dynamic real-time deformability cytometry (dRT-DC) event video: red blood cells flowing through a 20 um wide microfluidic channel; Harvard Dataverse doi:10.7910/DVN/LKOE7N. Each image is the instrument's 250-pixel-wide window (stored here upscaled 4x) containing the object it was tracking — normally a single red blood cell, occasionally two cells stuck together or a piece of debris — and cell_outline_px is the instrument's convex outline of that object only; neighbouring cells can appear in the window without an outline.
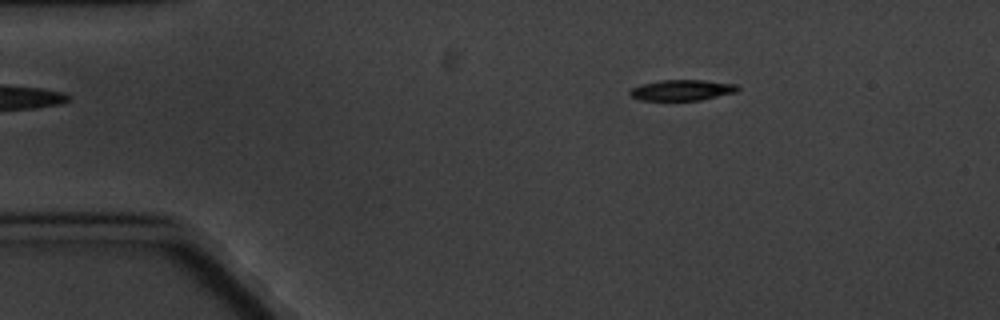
{"species": "common noctule bat (a hibernating species)", "species_latin": "Nyctalus noctula", "temperature_condition": "cold", "stored_images_in_passage": 3, "camera_frame_rate_fps": 3000, "um_per_image_px": 0.085, "animal": {"sex": "male", "body_mass_g": 20.1, "forearm_length_mm": 53.5}, "frame": {"image": 1, "passage_image": 1, "time_ms": 0.0, "image_size_px": [1000, 320], "cell_outline_px": [[740, 88], [736, 92], [700, 100], [640, 100], [632, 96], [628, 92], [632, 88], [640, 84], [660, 80], [704, 80], [736, 84]], "centroid_in_image_um": [57.96, 7.65], "position_along_channel_um": 27.0, "area_um2": 13.01}}